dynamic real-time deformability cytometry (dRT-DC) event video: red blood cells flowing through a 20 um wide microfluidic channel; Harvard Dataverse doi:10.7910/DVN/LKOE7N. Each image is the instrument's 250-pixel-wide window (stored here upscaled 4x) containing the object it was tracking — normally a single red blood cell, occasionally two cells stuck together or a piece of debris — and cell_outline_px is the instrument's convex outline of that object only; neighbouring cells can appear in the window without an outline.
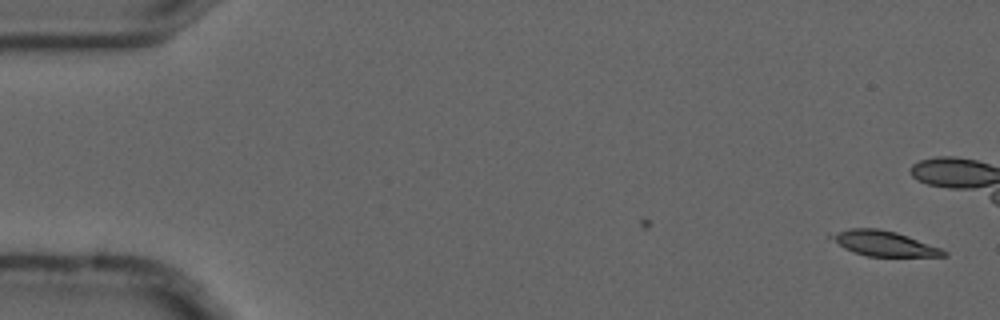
{"species": "common noctule bat (a hibernating species)", "species_latin": "Nyctalus noctula", "temperature_condition": "cold", "stored_images_in_passage": 2, "camera_frame_rate_fps": 3000, "um_per_image_px": 0.085, "animal": {"sex": "male", "forearm_length_mm": 52.5}, "frame": {"image": 1, "passage_image": 2, "time_ms": 0.333, "image_size_px": [1000, 320], "cell_outline_px": [[948, 256], [868, 256], [844, 248], [824, 236], [852, 228], [876, 228], [896, 232], [908, 236], [940, 248], [948, 252]], "centroid_in_image_um": [75.1, 20.69], "position_along_channel_um": 9.9, "area_um2": 16.24}}